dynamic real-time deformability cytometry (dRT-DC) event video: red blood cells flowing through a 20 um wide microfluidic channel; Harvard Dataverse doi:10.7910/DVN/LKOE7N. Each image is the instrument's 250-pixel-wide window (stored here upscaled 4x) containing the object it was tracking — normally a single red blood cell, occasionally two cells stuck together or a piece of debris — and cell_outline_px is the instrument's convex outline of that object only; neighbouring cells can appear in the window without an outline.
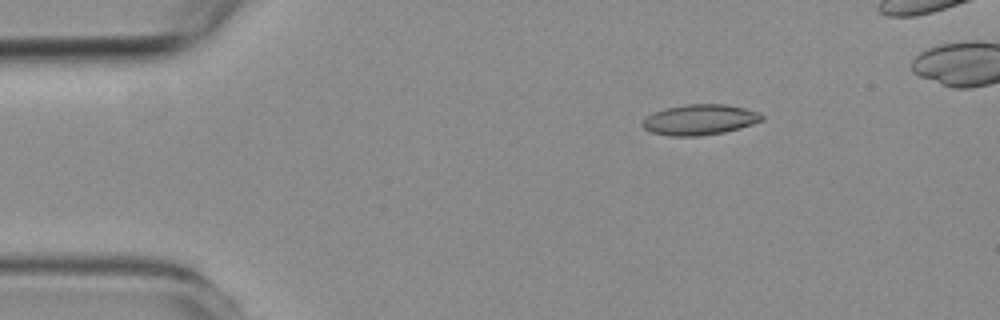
{"species": "common noctule bat (a hibernating species)", "species_latin": "Nyctalus noctula", "temperature_condition": "room temperature", "stored_images_in_passage": 3, "camera_frame_rate_fps": 3000, "um_per_image_px": 0.085, "animal": {"sex": "female", "body_mass_g": 19.3, "forearm_length_mm": 54.1}, "frame": {"image": 1, "passage_image": 1, "time_ms": 0.0, "image_size_px": [1000, 320], "cell_outline_px": [[764, 120], [740, 128], [724, 132], [700, 136], [672, 136], [652, 132], [644, 128], [640, 124], [648, 116], [664, 108], [684, 104], [724, 104], [744, 108], [760, 112], [764, 116]], "centroid_in_image_um": [59.51, 10.17], "position_along_channel_um": 25.5, "area_um2": 21.21}}
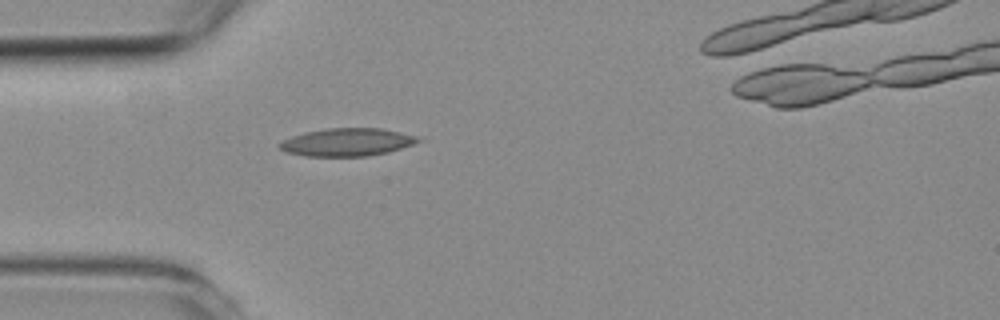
{"frame": {"image": 2, "passage_image": 3, "time_ms": 2.333, "image_size_px": [1000, 320], "cell_outline_px": [[428, 140], [388, 152], [368, 156], [304, 156], [284, 152], [276, 144], [292, 136], [304, 132], [328, 128], [380, 128], [400, 132], [416, 136]], "centroid_in_image_um": [29.53, 12.08], "position_along_channel_um": 55.5, "area_um2": 22.72}}